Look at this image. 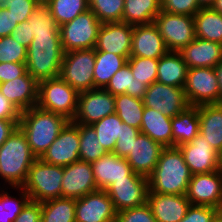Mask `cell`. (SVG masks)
Listing matches in <instances>:
<instances>
[{"mask_svg":"<svg viewBox=\"0 0 222 222\" xmlns=\"http://www.w3.org/2000/svg\"><path fill=\"white\" fill-rule=\"evenodd\" d=\"M197 2L201 8H207L212 7L215 0H197Z\"/></svg>","mask_w":222,"mask_h":222,"instance_id":"obj_57","label":"cell"},{"mask_svg":"<svg viewBox=\"0 0 222 222\" xmlns=\"http://www.w3.org/2000/svg\"><path fill=\"white\" fill-rule=\"evenodd\" d=\"M117 222H157L150 206L146 203L139 207L117 212Z\"/></svg>","mask_w":222,"mask_h":222,"instance_id":"obj_47","label":"cell"},{"mask_svg":"<svg viewBox=\"0 0 222 222\" xmlns=\"http://www.w3.org/2000/svg\"><path fill=\"white\" fill-rule=\"evenodd\" d=\"M218 170L222 173V149L218 153Z\"/></svg>","mask_w":222,"mask_h":222,"instance_id":"obj_59","label":"cell"},{"mask_svg":"<svg viewBox=\"0 0 222 222\" xmlns=\"http://www.w3.org/2000/svg\"><path fill=\"white\" fill-rule=\"evenodd\" d=\"M79 93L60 76L38 82L37 106L72 121L77 112Z\"/></svg>","mask_w":222,"mask_h":222,"instance_id":"obj_6","label":"cell"},{"mask_svg":"<svg viewBox=\"0 0 222 222\" xmlns=\"http://www.w3.org/2000/svg\"><path fill=\"white\" fill-rule=\"evenodd\" d=\"M134 26L124 22L101 24L95 51L108 52L129 59Z\"/></svg>","mask_w":222,"mask_h":222,"instance_id":"obj_17","label":"cell"},{"mask_svg":"<svg viewBox=\"0 0 222 222\" xmlns=\"http://www.w3.org/2000/svg\"><path fill=\"white\" fill-rule=\"evenodd\" d=\"M41 222H75L76 199L59 197L41 202Z\"/></svg>","mask_w":222,"mask_h":222,"instance_id":"obj_34","label":"cell"},{"mask_svg":"<svg viewBox=\"0 0 222 222\" xmlns=\"http://www.w3.org/2000/svg\"><path fill=\"white\" fill-rule=\"evenodd\" d=\"M63 167L49 164L37 158L30 169L22 188L30 200L44 202L61 197Z\"/></svg>","mask_w":222,"mask_h":222,"instance_id":"obj_5","label":"cell"},{"mask_svg":"<svg viewBox=\"0 0 222 222\" xmlns=\"http://www.w3.org/2000/svg\"><path fill=\"white\" fill-rule=\"evenodd\" d=\"M147 204L157 222H179L191 205L186 195L148 193Z\"/></svg>","mask_w":222,"mask_h":222,"instance_id":"obj_23","label":"cell"},{"mask_svg":"<svg viewBox=\"0 0 222 222\" xmlns=\"http://www.w3.org/2000/svg\"><path fill=\"white\" fill-rule=\"evenodd\" d=\"M159 59L145 57H129L127 63L130 65L134 79L150 86L157 80Z\"/></svg>","mask_w":222,"mask_h":222,"instance_id":"obj_41","label":"cell"},{"mask_svg":"<svg viewBox=\"0 0 222 222\" xmlns=\"http://www.w3.org/2000/svg\"><path fill=\"white\" fill-rule=\"evenodd\" d=\"M210 222H222L221 221V209L217 212V214L211 219Z\"/></svg>","mask_w":222,"mask_h":222,"instance_id":"obj_60","label":"cell"},{"mask_svg":"<svg viewBox=\"0 0 222 222\" xmlns=\"http://www.w3.org/2000/svg\"><path fill=\"white\" fill-rule=\"evenodd\" d=\"M36 159L25 134L17 127L0 147V178L7 185L4 189L8 190V185L22 187Z\"/></svg>","mask_w":222,"mask_h":222,"instance_id":"obj_3","label":"cell"},{"mask_svg":"<svg viewBox=\"0 0 222 222\" xmlns=\"http://www.w3.org/2000/svg\"><path fill=\"white\" fill-rule=\"evenodd\" d=\"M191 176L181 150L178 147H166L148 176V193L186 195Z\"/></svg>","mask_w":222,"mask_h":222,"instance_id":"obj_1","label":"cell"},{"mask_svg":"<svg viewBox=\"0 0 222 222\" xmlns=\"http://www.w3.org/2000/svg\"><path fill=\"white\" fill-rule=\"evenodd\" d=\"M179 53L187 68H214L222 60V44L195 38Z\"/></svg>","mask_w":222,"mask_h":222,"instance_id":"obj_25","label":"cell"},{"mask_svg":"<svg viewBox=\"0 0 222 222\" xmlns=\"http://www.w3.org/2000/svg\"><path fill=\"white\" fill-rule=\"evenodd\" d=\"M7 0H0V9L5 8Z\"/></svg>","mask_w":222,"mask_h":222,"instance_id":"obj_61","label":"cell"},{"mask_svg":"<svg viewBox=\"0 0 222 222\" xmlns=\"http://www.w3.org/2000/svg\"><path fill=\"white\" fill-rule=\"evenodd\" d=\"M0 222H12L9 211H6L5 209L0 211Z\"/></svg>","mask_w":222,"mask_h":222,"instance_id":"obj_56","label":"cell"},{"mask_svg":"<svg viewBox=\"0 0 222 222\" xmlns=\"http://www.w3.org/2000/svg\"><path fill=\"white\" fill-rule=\"evenodd\" d=\"M106 192L117 212L142 206L147 203L148 177L138 174L136 177L116 180Z\"/></svg>","mask_w":222,"mask_h":222,"instance_id":"obj_12","label":"cell"},{"mask_svg":"<svg viewBox=\"0 0 222 222\" xmlns=\"http://www.w3.org/2000/svg\"><path fill=\"white\" fill-rule=\"evenodd\" d=\"M117 211L106 190L98 189L76 199L75 222H114Z\"/></svg>","mask_w":222,"mask_h":222,"instance_id":"obj_16","label":"cell"},{"mask_svg":"<svg viewBox=\"0 0 222 222\" xmlns=\"http://www.w3.org/2000/svg\"><path fill=\"white\" fill-rule=\"evenodd\" d=\"M173 147L189 143L199 133L198 106H189L172 118Z\"/></svg>","mask_w":222,"mask_h":222,"instance_id":"obj_29","label":"cell"},{"mask_svg":"<svg viewBox=\"0 0 222 222\" xmlns=\"http://www.w3.org/2000/svg\"><path fill=\"white\" fill-rule=\"evenodd\" d=\"M26 72V63H0V83L12 81Z\"/></svg>","mask_w":222,"mask_h":222,"instance_id":"obj_49","label":"cell"},{"mask_svg":"<svg viewBox=\"0 0 222 222\" xmlns=\"http://www.w3.org/2000/svg\"><path fill=\"white\" fill-rule=\"evenodd\" d=\"M186 198L191 205H201L222 209V173L193 174L188 184Z\"/></svg>","mask_w":222,"mask_h":222,"instance_id":"obj_14","label":"cell"},{"mask_svg":"<svg viewBox=\"0 0 222 222\" xmlns=\"http://www.w3.org/2000/svg\"><path fill=\"white\" fill-rule=\"evenodd\" d=\"M122 122L114 113L91 125L96 131L99 144L103 146L106 152H113L116 141L122 133Z\"/></svg>","mask_w":222,"mask_h":222,"instance_id":"obj_36","label":"cell"},{"mask_svg":"<svg viewBox=\"0 0 222 222\" xmlns=\"http://www.w3.org/2000/svg\"><path fill=\"white\" fill-rule=\"evenodd\" d=\"M172 118L162 112L145 107L140 132L149 136L164 148L173 147Z\"/></svg>","mask_w":222,"mask_h":222,"instance_id":"obj_27","label":"cell"},{"mask_svg":"<svg viewBox=\"0 0 222 222\" xmlns=\"http://www.w3.org/2000/svg\"><path fill=\"white\" fill-rule=\"evenodd\" d=\"M201 7L197 0H161V11L194 16Z\"/></svg>","mask_w":222,"mask_h":222,"instance_id":"obj_46","label":"cell"},{"mask_svg":"<svg viewBox=\"0 0 222 222\" xmlns=\"http://www.w3.org/2000/svg\"><path fill=\"white\" fill-rule=\"evenodd\" d=\"M144 106L173 118L190 106L184 88L158 82L147 87L143 97Z\"/></svg>","mask_w":222,"mask_h":222,"instance_id":"obj_13","label":"cell"},{"mask_svg":"<svg viewBox=\"0 0 222 222\" xmlns=\"http://www.w3.org/2000/svg\"><path fill=\"white\" fill-rule=\"evenodd\" d=\"M97 189L106 190L116 180L126 177H136L126 158H121L113 152H107L91 163Z\"/></svg>","mask_w":222,"mask_h":222,"instance_id":"obj_21","label":"cell"},{"mask_svg":"<svg viewBox=\"0 0 222 222\" xmlns=\"http://www.w3.org/2000/svg\"><path fill=\"white\" fill-rule=\"evenodd\" d=\"M144 108L143 99L128 94L115 96V113L129 126L140 129Z\"/></svg>","mask_w":222,"mask_h":222,"instance_id":"obj_35","label":"cell"},{"mask_svg":"<svg viewBox=\"0 0 222 222\" xmlns=\"http://www.w3.org/2000/svg\"><path fill=\"white\" fill-rule=\"evenodd\" d=\"M219 210L209 206L190 205L179 222H210Z\"/></svg>","mask_w":222,"mask_h":222,"instance_id":"obj_48","label":"cell"},{"mask_svg":"<svg viewBox=\"0 0 222 222\" xmlns=\"http://www.w3.org/2000/svg\"><path fill=\"white\" fill-rule=\"evenodd\" d=\"M147 87L144 83L134 79L130 65L127 63L112 76L104 89L113 96L128 94L132 97L143 99Z\"/></svg>","mask_w":222,"mask_h":222,"instance_id":"obj_33","label":"cell"},{"mask_svg":"<svg viewBox=\"0 0 222 222\" xmlns=\"http://www.w3.org/2000/svg\"><path fill=\"white\" fill-rule=\"evenodd\" d=\"M212 8L222 14V0H215Z\"/></svg>","mask_w":222,"mask_h":222,"instance_id":"obj_58","label":"cell"},{"mask_svg":"<svg viewBox=\"0 0 222 222\" xmlns=\"http://www.w3.org/2000/svg\"><path fill=\"white\" fill-rule=\"evenodd\" d=\"M214 68H215V73L218 79V86H219V104H222V60Z\"/></svg>","mask_w":222,"mask_h":222,"instance_id":"obj_55","label":"cell"},{"mask_svg":"<svg viewBox=\"0 0 222 222\" xmlns=\"http://www.w3.org/2000/svg\"><path fill=\"white\" fill-rule=\"evenodd\" d=\"M161 11V0H124L122 22L130 25L150 24Z\"/></svg>","mask_w":222,"mask_h":222,"instance_id":"obj_30","label":"cell"},{"mask_svg":"<svg viewBox=\"0 0 222 222\" xmlns=\"http://www.w3.org/2000/svg\"><path fill=\"white\" fill-rule=\"evenodd\" d=\"M27 48L10 36L0 37V63H26Z\"/></svg>","mask_w":222,"mask_h":222,"instance_id":"obj_42","label":"cell"},{"mask_svg":"<svg viewBox=\"0 0 222 222\" xmlns=\"http://www.w3.org/2000/svg\"><path fill=\"white\" fill-rule=\"evenodd\" d=\"M88 8L102 24L122 22L124 0H88Z\"/></svg>","mask_w":222,"mask_h":222,"instance_id":"obj_40","label":"cell"},{"mask_svg":"<svg viewBox=\"0 0 222 222\" xmlns=\"http://www.w3.org/2000/svg\"><path fill=\"white\" fill-rule=\"evenodd\" d=\"M59 27L88 10V0H43Z\"/></svg>","mask_w":222,"mask_h":222,"instance_id":"obj_37","label":"cell"},{"mask_svg":"<svg viewBox=\"0 0 222 222\" xmlns=\"http://www.w3.org/2000/svg\"><path fill=\"white\" fill-rule=\"evenodd\" d=\"M61 197L81 198L98 190L91 163L78 160L63 167Z\"/></svg>","mask_w":222,"mask_h":222,"instance_id":"obj_18","label":"cell"},{"mask_svg":"<svg viewBox=\"0 0 222 222\" xmlns=\"http://www.w3.org/2000/svg\"><path fill=\"white\" fill-rule=\"evenodd\" d=\"M79 125V158L82 161L93 163L105 153L103 146L99 144L96 131L91 125Z\"/></svg>","mask_w":222,"mask_h":222,"instance_id":"obj_38","label":"cell"},{"mask_svg":"<svg viewBox=\"0 0 222 222\" xmlns=\"http://www.w3.org/2000/svg\"><path fill=\"white\" fill-rule=\"evenodd\" d=\"M12 39L17 41L19 44L23 45L25 48H28L34 36H31V24L28 21H24L17 25L10 35Z\"/></svg>","mask_w":222,"mask_h":222,"instance_id":"obj_51","label":"cell"},{"mask_svg":"<svg viewBox=\"0 0 222 222\" xmlns=\"http://www.w3.org/2000/svg\"><path fill=\"white\" fill-rule=\"evenodd\" d=\"M127 60L120 55L95 51L94 88L104 89L112 76L127 64Z\"/></svg>","mask_w":222,"mask_h":222,"instance_id":"obj_32","label":"cell"},{"mask_svg":"<svg viewBox=\"0 0 222 222\" xmlns=\"http://www.w3.org/2000/svg\"><path fill=\"white\" fill-rule=\"evenodd\" d=\"M69 122L65 117L33 106L21 112L18 127L25 134L36 158H41Z\"/></svg>","mask_w":222,"mask_h":222,"instance_id":"obj_2","label":"cell"},{"mask_svg":"<svg viewBox=\"0 0 222 222\" xmlns=\"http://www.w3.org/2000/svg\"><path fill=\"white\" fill-rule=\"evenodd\" d=\"M3 188L4 187H0V211H3L4 209L6 211H9L11 221L14 222L16 217L21 213L23 207L30 200V198L22 187L12 188L14 190L18 189L20 191V194H18L19 198L10 195L8 191H4Z\"/></svg>","mask_w":222,"mask_h":222,"instance_id":"obj_43","label":"cell"},{"mask_svg":"<svg viewBox=\"0 0 222 222\" xmlns=\"http://www.w3.org/2000/svg\"><path fill=\"white\" fill-rule=\"evenodd\" d=\"M0 93L22 112L37 105L38 82L26 72L12 81L0 83Z\"/></svg>","mask_w":222,"mask_h":222,"instance_id":"obj_24","label":"cell"},{"mask_svg":"<svg viewBox=\"0 0 222 222\" xmlns=\"http://www.w3.org/2000/svg\"><path fill=\"white\" fill-rule=\"evenodd\" d=\"M163 149L161 144L140 132L134 139L132 150L126 160L133 172L148 177L155 169Z\"/></svg>","mask_w":222,"mask_h":222,"instance_id":"obj_22","label":"cell"},{"mask_svg":"<svg viewBox=\"0 0 222 222\" xmlns=\"http://www.w3.org/2000/svg\"><path fill=\"white\" fill-rule=\"evenodd\" d=\"M42 0H7L5 8L9 10L15 21L20 24L30 17Z\"/></svg>","mask_w":222,"mask_h":222,"instance_id":"obj_44","label":"cell"},{"mask_svg":"<svg viewBox=\"0 0 222 222\" xmlns=\"http://www.w3.org/2000/svg\"><path fill=\"white\" fill-rule=\"evenodd\" d=\"M153 23L169 51L179 52L196 38L194 16L160 11Z\"/></svg>","mask_w":222,"mask_h":222,"instance_id":"obj_9","label":"cell"},{"mask_svg":"<svg viewBox=\"0 0 222 222\" xmlns=\"http://www.w3.org/2000/svg\"><path fill=\"white\" fill-rule=\"evenodd\" d=\"M79 125L69 121L40 158L46 163L65 167L80 160Z\"/></svg>","mask_w":222,"mask_h":222,"instance_id":"obj_15","label":"cell"},{"mask_svg":"<svg viewBox=\"0 0 222 222\" xmlns=\"http://www.w3.org/2000/svg\"><path fill=\"white\" fill-rule=\"evenodd\" d=\"M194 21L197 38L222 44V14L212 7L201 8Z\"/></svg>","mask_w":222,"mask_h":222,"instance_id":"obj_31","label":"cell"},{"mask_svg":"<svg viewBox=\"0 0 222 222\" xmlns=\"http://www.w3.org/2000/svg\"><path fill=\"white\" fill-rule=\"evenodd\" d=\"M19 120L0 119V147L18 127Z\"/></svg>","mask_w":222,"mask_h":222,"instance_id":"obj_54","label":"cell"},{"mask_svg":"<svg viewBox=\"0 0 222 222\" xmlns=\"http://www.w3.org/2000/svg\"><path fill=\"white\" fill-rule=\"evenodd\" d=\"M95 49L64 53L60 77L78 93L94 89Z\"/></svg>","mask_w":222,"mask_h":222,"instance_id":"obj_8","label":"cell"},{"mask_svg":"<svg viewBox=\"0 0 222 222\" xmlns=\"http://www.w3.org/2000/svg\"><path fill=\"white\" fill-rule=\"evenodd\" d=\"M114 113L115 96L105 89L94 88L79 93L77 112L72 122L92 125Z\"/></svg>","mask_w":222,"mask_h":222,"instance_id":"obj_11","label":"cell"},{"mask_svg":"<svg viewBox=\"0 0 222 222\" xmlns=\"http://www.w3.org/2000/svg\"><path fill=\"white\" fill-rule=\"evenodd\" d=\"M199 133L218 153L222 149V104L198 106Z\"/></svg>","mask_w":222,"mask_h":222,"instance_id":"obj_26","label":"cell"},{"mask_svg":"<svg viewBox=\"0 0 222 222\" xmlns=\"http://www.w3.org/2000/svg\"><path fill=\"white\" fill-rule=\"evenodd\" d=\"M184 91L190 106L219 104V86L215 68L188 69Z\"/></svg>","mask_w":222,"mask_h":222,"instance_id":"obj_10","label":"cell"},{"mask_svg":"<svg viewBox=\"0 0 222 222\" xmlns=\"http://www.w3.org/2000/svg\"><path fill=\"white\" fill-rule=\"evenodd\" d=\"M64 51L60 34L34 36L27 48V72L37 82L60 76Z\"/></svg>","mask_w":222,"mask_h":222,"instance_id":"obj_4","label":"cell"},{"mask_svg":"<svg viewBox=\"0 0 222 222\" xmlns=\"http://www.w3.org/2000/svg\"><path fill=\"white\" fill-rule=\"evenodd\" d=\"M41 203L29 200L14 222H41Z\"/></svg>","mask_w":222,"mask_h":222,"instance_id":"obj_50","label":"cell"},{"mask_svg":"<svg viewBox=\"0 0 222 222\" xmlns=\"http://www.w3.org/2000/svg\"><path fill=\"white\" fill-rule=\"evenodd\" d=\"M101 24L96 15L88 9L70 22L61 25L59 29L64 53L95 49Z\"/></svg>","mask_w":222,"mask_h":222,"instance_id":"obj_7","label":"cell"},{"mask_svg":"<svg viewBox=\"0 0 222 222\" xmlns=\"http://www.w3.org/2000/svg\"><path fill=\"white\" fill-rule=\"evenodd\" d=\"M17 25L7 8L0 9V37L10 36Z\"/></svg>","mask_w":222,"mask_h":222,"instance_id":"obj_52","label":"cell"},{"mask_svg":"<svg viewBox=\"0 0 222 222\" xmlns=\"http://www.w3.org/2000/svg\"><path fill=\"white\" fill-rule=\"evenodd\" d=\"M191 174L210 173L218 170V152L198 133L191 142L178 147Z\"/></svg>","mask_w":222,"mask_h":222,"instance_id":"obj_19","label":"cell"},{"mask_svg":"<svg viewBox=\"0 0 222 222\" xmlns=\"http://www.w3.org/2000/svg\"><path fill=\"white\" fill-rule=\"evenodd\" d=\"M169 52L154 23L134 25L130 57L159 59Z\"/></svg>","mask_w":222,"mask_h":222,"instance_id":"obj_20","label":"cell"},{"mask_svg":"<svg viewBox=\"0 0 222 222\" xmlns=\"http://www.w3.org/2000/svg\"><path fill=\"white\" fill-rule=\"evenodd\" d=\"M21 112L0 93V119L20 120Z\"/></svg>","mask_w":222,"mask_h":222,"instance_id":"obj_53","label":"cell"},{"mask_svg":"<svg viewBox=\"0 0 222 222\" xmlns=\"http://www.w3.org/2000/svg\"><path fill=\"white\" fill-rule=\"evenodd\" d=\"M31 24V36L60 34V27L51 16L49 7L42 0L27 19Z\"/></svg>","mask_w":222,"mask_h":222,"instance_id":"obj_39","label":"cell"},{"mask_svg":"<svg viewBox=\"0 0 222 222\" xmlns=\"http://www.w3.org/2000/svg\"><path fill=\"white\" fill-rule=\"evenodd\" d=\"M187 64L179 52L169 51L159 58L156 82L184 88L187 76Z\"/></svg>","mask_w":222,"mask_h":222,"instance_id":"obj_28","label":"cell"},{"mask_svg":"<svg viewBox=\"0 0 222 222\" xmlns=\"http://www.w3.org/2000/svg\"><path fill=\"white\" fill-rule=\"evenodd\" d=\"M140 133V129L129 126L122 122V133L120 138L117 139L113 153L121 158H126L132 150L134 139Z\"/></svg>","mask_w":222,"mask_h":222,"instance_id":"obj_45","label":"cell"}]
</instances>
